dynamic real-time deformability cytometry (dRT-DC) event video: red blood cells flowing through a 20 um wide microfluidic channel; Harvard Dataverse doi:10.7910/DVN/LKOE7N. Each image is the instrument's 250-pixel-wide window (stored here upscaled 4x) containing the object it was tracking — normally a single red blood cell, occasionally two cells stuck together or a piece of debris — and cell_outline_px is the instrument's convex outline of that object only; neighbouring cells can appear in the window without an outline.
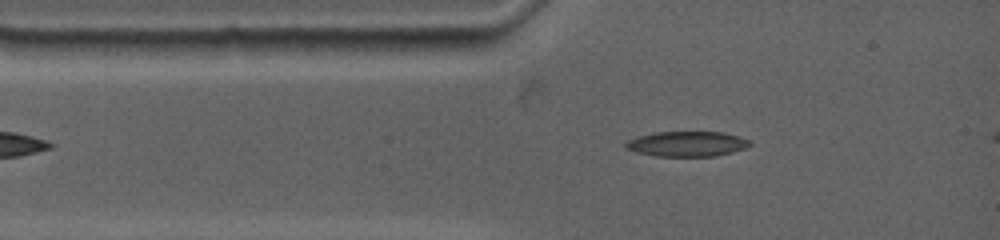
{"species": "common noctule bat (a hibernating species)", "species_latin": "Nyctalus noctula", "temperature_condition": "warm", "stored_images_in_passage": 40, "camera_frame_rate_fps": 4500, "um_per_image_px": 0.085, "animal": {"sex": "female", "body_mass_g": 19.0, "forearm_length_mm": 53.3}, "frame": {"image": 1, "passage_image": 1, "time_ms": 0.0, "image_size_px": [1000, 240], "cell_outline_px": [[752, 144], [744, 148], [732, 152], [716, 156], [656, 156], [636, 152], [624, 148], [624, 144], [628, 140], [636, 136], [652, 132], [724, 132], [740, 136], [752, 140]], "centroid_in_image_um": [58.39, 12.22], "position_along_channel_um": 26.6, "area_um2": 18.44}}
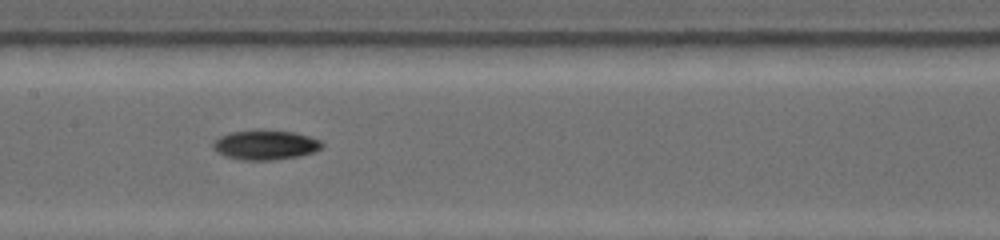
{"frame": {"image": 2, "passage_image": 18, "time_ms": 4.444, "image_size_px": [1000, 240], "cell_outline_px": [[324, 144], [320, 148], [312, 152], [300, 156], [272, 160], [240, 160], [224, 156], [216, 152], [212, 148], [212, 144], [220, 136], [232, 132], [292, 132], [308, 136], [320, 140]], "centroid_in_image_um": [22.53, 12.36], "position_along_channel_um": 184.9, "area_um2": 18.21}}
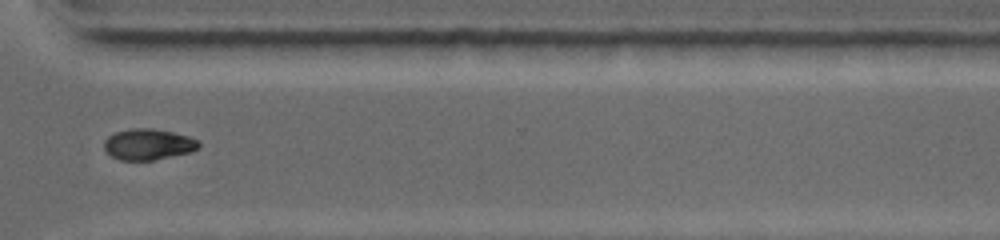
{"frame": {"image": 3, "passage_image": 30, "time_ms": 9.111, "image_size_px": [1000, 240], "cell_outline_px": [[200, 144], [192, 152], [152, 160], [120, 160], [112, 156], [104, 148], [104, 140], [108, 136], [116, 132], [128, 128], [152, 128], [172, 132], [188, 136], [200, 140]], "centroid_in_image_um": [12.6, 12.26], "position_along_channel_um": 358.0, "area_um2": 17.11}}